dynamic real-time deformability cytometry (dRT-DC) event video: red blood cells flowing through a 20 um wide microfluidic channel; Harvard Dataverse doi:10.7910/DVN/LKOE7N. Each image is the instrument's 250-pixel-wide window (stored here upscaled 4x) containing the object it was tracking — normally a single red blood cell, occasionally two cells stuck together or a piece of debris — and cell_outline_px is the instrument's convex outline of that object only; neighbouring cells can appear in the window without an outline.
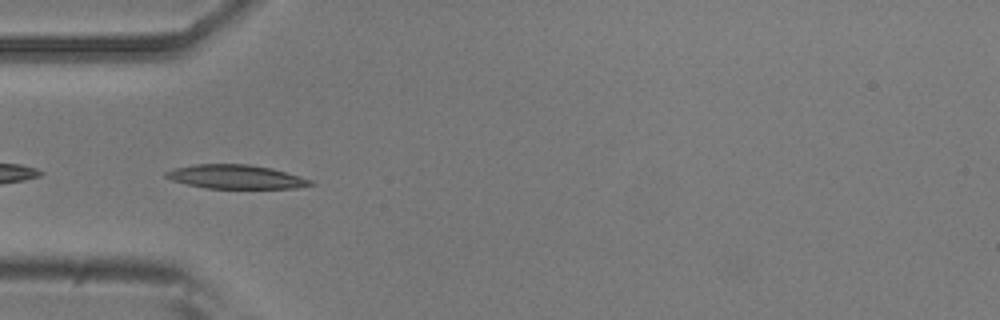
{"species": "common noctule bat (a hibernating species)", "species_latin": "Nyctalus noctula", "temperature_condition": "room temperature", "stored_images_in_passage": 37, "camera_frame_rate_fps": 3000, "um_per_image_px": 0.085, "animal": {"sex": "male", "body_mass_g": 20.5, "forearm_length_mm": 52.5}, "frame": {"image": 1, "passage_image": 3, "time_ms": 0.667, "image_size_px": [1000, 320], "cell_outline_px": [[316, 184], [296, 188], [204, 188], [172, 180], [164, 176], [164, 172], [172, 168], [196, 164], [248, 164], [272, 168], [300, 176], [312, 180]], "centroid_in_image_um": [20.04, 15.02], "position_along_channel_um": 65.0, "area_um2": 20.17}}
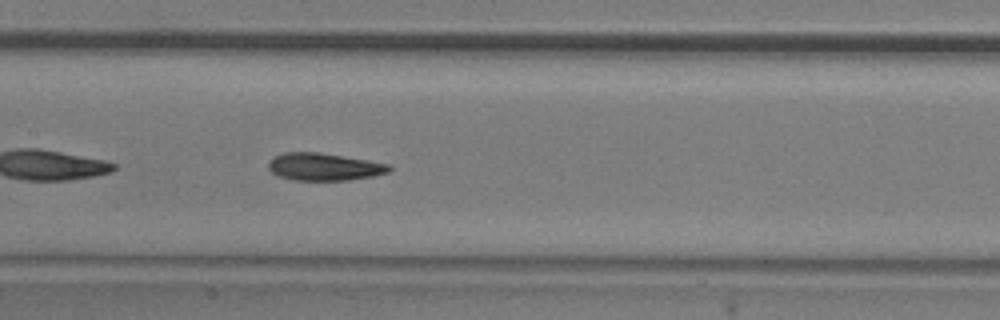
{"frame": {"image": 2, "passage_image": 12, "time_ms": 3.667, "image_size_px": [1000, 320], "cell_outline_px": [[392, 168], [388, 172], [372, 176], [348, 180], [292, 180], [276, 176], [268, 168], [268, 164], [272, 156], [284, 152], [320, 152], [392, 164]], "centroid_in_image_um": [27.52, 14.17], "position_along_channel_um": 179.9, "area_um2": 19.54}}
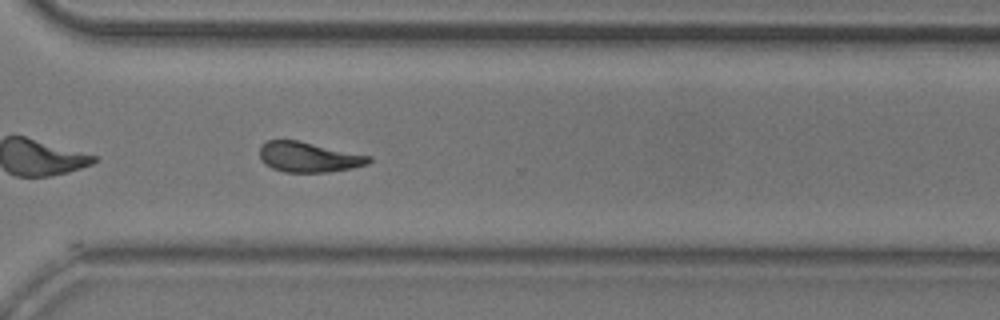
{"frame": {"image": 3, "passage_image": 25, "time_ms": 8.0, "image_size_px": [1000, 320], "cell_outline_px": [[372, 160], [368, 164], [352, 168], [328, 172], [284, 172], [272, 168], [264, 164], [260, 156], [260, 144], [268, 140], [296, 140], [372, 156]], "centroid_in_image_um": [26.23, 13.35], "position_along_channel_um": 344.4, "area_um2": 19.19}, "authors_computed_cell_mechanics": {"area_um2": 19.1896, "velocity_mm_per_s": 3.8153, "shape_relaxation_time_tau1_ms": 3.7902, "shape_relaxation_time_tau2_ms": 2.8341, "deformation_change_tau1": 0.1436, "deformation_change_tau2": 0.0973}}